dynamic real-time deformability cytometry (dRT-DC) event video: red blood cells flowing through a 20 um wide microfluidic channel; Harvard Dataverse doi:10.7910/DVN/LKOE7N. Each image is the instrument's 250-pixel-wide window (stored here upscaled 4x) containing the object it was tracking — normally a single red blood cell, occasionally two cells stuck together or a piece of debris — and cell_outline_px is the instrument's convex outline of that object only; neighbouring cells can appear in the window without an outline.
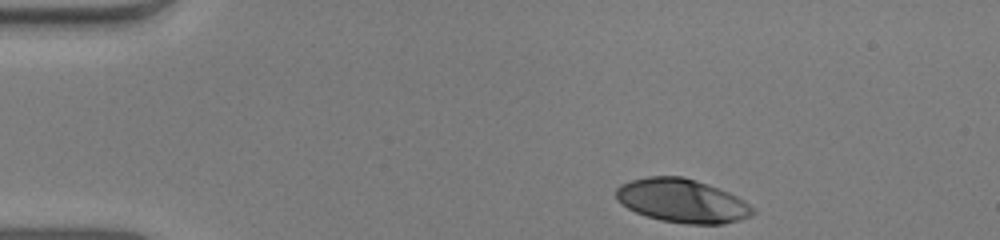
{"species": "human", "species_latin": "Homo sapiens", "temperature_condition": "warm", "stored_images_in_passage": 36, "camera_frame_rate_fps": 3000, "um_per_image_px": 0.085, "donor": {"sex": "male"}, "frame": {"image": 1, "passage_image": 1, "time_ms": 0.0, "image_size_px": [1000, 240], "cell_outline_px": [[756, 212], [752, 216], [740, 220], [724, 224], [688, 224], [660, 220], [644, 216], [620, 204], [616, 200], [616, 188], [620, 184], [632, 180], [648, 176], [684, 176], [696, 180], [728, 192], [744, 200], [756, 208]], "centroid_in_image_um": [57.99, 17.07], "position_along_channel_um": 27.0, "area_um2": 35.08}}
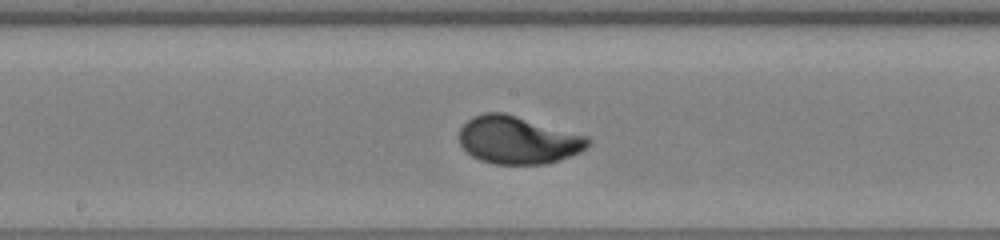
{"frame": {"image": 2, "passage_image": 20, "time_ms": 6.333, "image_size_px": [1000, 240], "cell_outline_px": [[592, 144], [588, 148], [580, 152], [560, 160], [544, 164], [492, 164], [480, 160], [472, 156], [460, 144], [460, 128], [472, 116], [484, 112], [504, 112], [588, 136], [592, 140]], "centroid_in_image_um": [44.06, 11.9], "position_along_channel_um": 204.1, "area_um2": 36.07}}
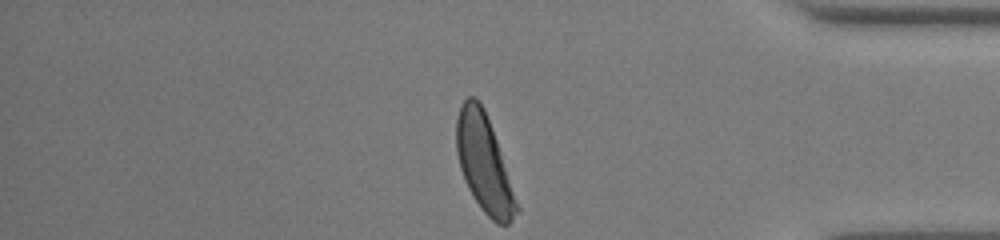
{"frame": {"image": 3, "passage_image": 36, "time_ms": 11.667, "image_size_px": [1000, 240], "cell_outline_px": [[520, 212], [508, 224], [496, 224], [480, 208], [472, 196], [464, 180], [460, 168], [456, 152], [456, 120], [460, 108], [464, 100], [468, 96], [472, 96], [484, 108], [496, 140], [520, 208]], "centroid_in_image_um": [41.14, 13.94], "position_along_channel_um": 394.1, "area_um2": 33.81}, "authors_computed_cell_mechanics": {"area_um2": 35.0557, "velocity_mm_per_s": 4.0208, "shape_relaxation_time_tau1_ms": 2.2787, "shape_relaxation_time_tau2_ms": null, "deformation_change_tau1": 0.1745, "deformation_change_tau2": null}}